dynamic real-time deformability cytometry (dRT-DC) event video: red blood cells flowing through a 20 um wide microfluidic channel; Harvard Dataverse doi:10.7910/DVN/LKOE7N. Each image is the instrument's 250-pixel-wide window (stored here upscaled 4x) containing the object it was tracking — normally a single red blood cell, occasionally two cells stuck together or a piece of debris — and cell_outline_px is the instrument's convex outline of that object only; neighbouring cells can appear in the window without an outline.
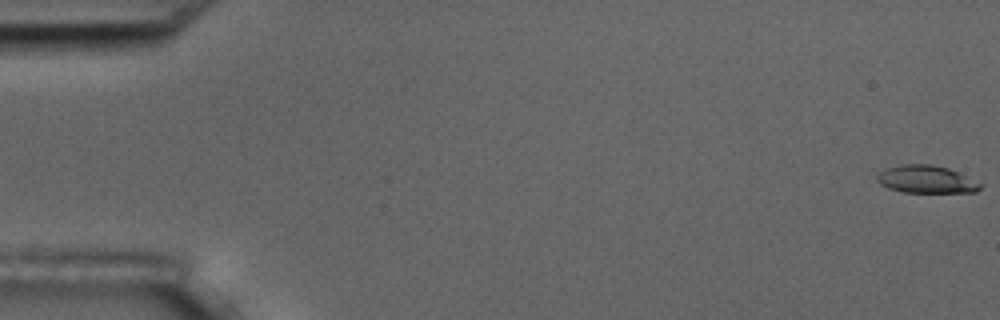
{"species": "common noctule bat (a hibernating species)", "species_latin": "Nyctalus noctula", "temperature_condition": "room temperature", "stored_images_in_passage": 53, "camera_frame_rate_fps": 3000, "um_per_image_px": 0.085, "animal": {"sex": "male", "body_mass_g": 17.5, "forearm_length_mm": 52.3}, "frame": {"image": 1, "passage_image": 1, "time_ms": 0.0, "image_size_px": [1000, 320], "cell_outline_px": [[984, 184], [976, 192], [904, 192], [888, 188], [880, 184], [876, 180], [876, 176], [880, 172], [888, 168], [904, 164], [932, 164], [948, 168]], "centroid_in_image_um": [78.74, 15.25], "position_along_channel_um": 6.3, "area_um2": 16.53}}
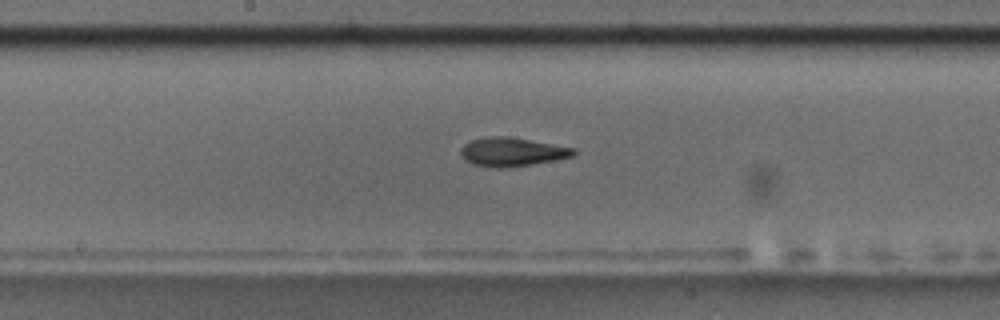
{"frame": {"image": 2, "passage_image": 30, "time_ms": 9.667, "image_size_px": [1000, 320], "cell_outline_px": [[576, 152], [572, 156], [532, 164], [500, 168], [496, 168], [472, 164], [460, 152], [460, 148], [464, 144], [472, 140], [492, 136], [508, 136], [576, 148]], "centroid_in_image_um": [43.52, 12.9], "position_along_channel_um": 204.7, "area_um2": 18.55}}
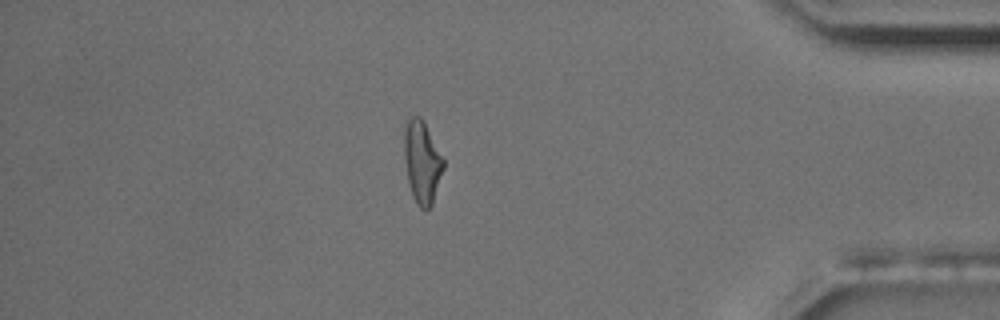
{"frame": {"image": 3, "passage_image": 49, "time_ms": 16.0, "image_size_px": [1000, 320], "cell_outline_px": [[444, 168], [432, 204], [424, 212], [416, 204], [412, 196], [408, 180], [404, 160], [404, 120], [408, 116], [420, 116], [424, 120], [444, 160]], "centroid_in_image_um": [35.85, 13.74], "position_along_channel_um": 399.3, "area_um2": 19.19}, "authors_computed_cell_mechanics": {"area_um2": 18.0336, "velocity_mm_per_s": 3.6391, "shape_relaxation_time_tau1_ms": 7.414, "shape_relaxation_time_tau2_ms": 3.0825, "deformation_change_tau1": 0.2246, "deformation_change_tau2": 0.1106}}